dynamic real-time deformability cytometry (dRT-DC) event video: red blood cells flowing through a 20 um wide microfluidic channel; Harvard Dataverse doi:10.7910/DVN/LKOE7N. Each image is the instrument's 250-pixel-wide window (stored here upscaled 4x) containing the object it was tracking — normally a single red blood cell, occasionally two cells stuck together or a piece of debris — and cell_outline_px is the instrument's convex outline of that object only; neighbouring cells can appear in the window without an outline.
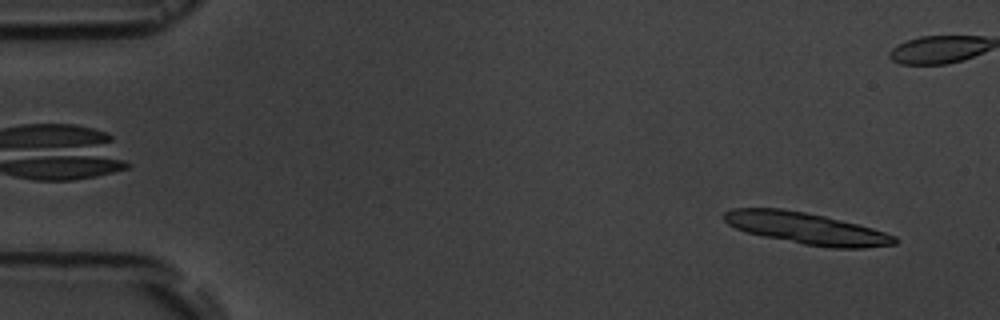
{"species": "common noctule bat (a hibernating species)", "species_latin": "Nyctalus noctula", "temperature_condition": "room temperature", "stored_images_in_passage": 10, "camera_frame_rate_fps": 3000, "um_per_image_px": 0.085, "animal": {"sex": "male", "body_mass_g": 19.5, "forearm_length_mm": 54.6}, "frame": {"image": 1, "passage_image": 1, "time_ms": 0.0, "image_size_px": [1000, 320], "cell_outline_px": [[900, 240], [896, 244], [864, 248], [832, 248], [804, 244], [764, 236], [748, 232], [736, 228], [728, 224], [724, 220], [724, 212], [732, 208], [780, 208], [804, 212], [824, 216], [872, 228], [896, 236]], "centroid_in_image_um": [68.57, 19.41], "position_along_channel_um": 16.4, "area_um2": 31.1}}